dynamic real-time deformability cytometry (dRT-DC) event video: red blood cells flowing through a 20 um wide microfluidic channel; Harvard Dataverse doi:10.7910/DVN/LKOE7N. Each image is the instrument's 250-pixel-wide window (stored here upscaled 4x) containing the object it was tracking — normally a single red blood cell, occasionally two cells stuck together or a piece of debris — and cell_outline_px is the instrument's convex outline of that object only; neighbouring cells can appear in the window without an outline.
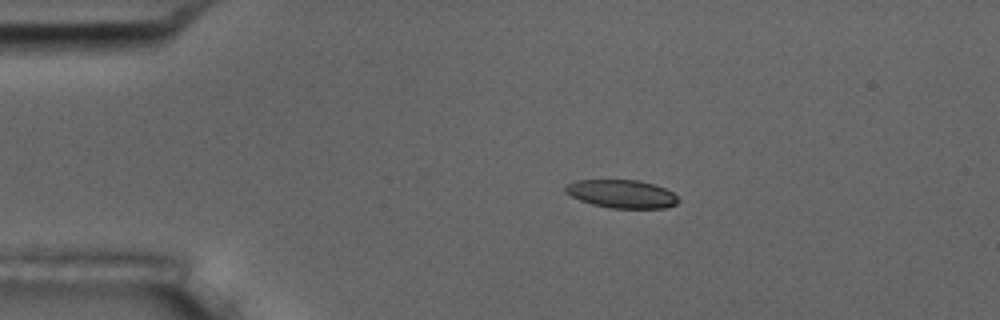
{"species": "common noctule bat (a hibernating species)", "species_latin": "Nyctalus noctula", "temperature_condition": "room temperature", "stored_images_in_passage": 45, "camera_frame_rate_fps": 3000, "um_per_image_px": 0.085, "animal": {"sex": "male", "body_mass_g": 17.5, "forearm_length_mm": 52.3}, "frame": {"image": 1, "passage_image": 1, "time_ms": 0.0, "image_size_px": [1000, 320], "cell_outline_px": [[680, 200], [676, 204], [664, 208], [612, 208], [592, 204], [580, 200], [564, 192], [564, 188], [568, 184], [576, 180], [640, 180], [664, 188], [672, 192]], "centroid_in_image_um": [52.84, 16.48], "position_along_channel_um": 32.2, "area_um2": 18.44}}
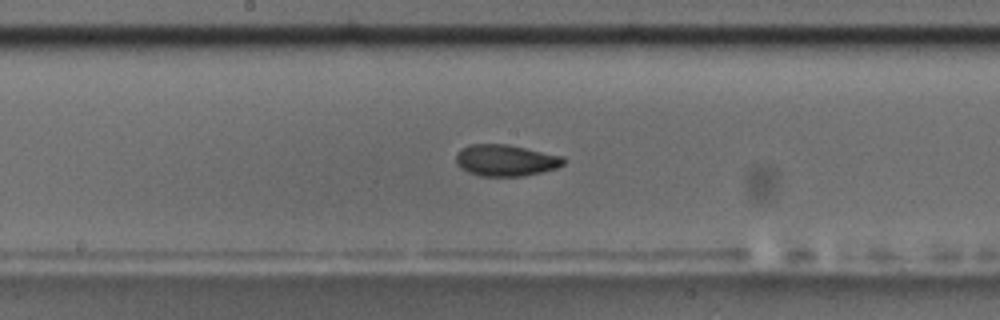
{"frame": {"image": 2, "passage_image": 19, "time_ms": 6.0, "image_size_px": [1000, 320], "cell_outline_px": [[564, 164], [556, 168], [524, 176], [480, 176], [468, 172], [460, 168], [456, 164], [456, 152], [460, 148], [472, 144], [508, 144], [564, 156]], "centroid_in_image_um": [42.95, 13.62], "position_along_channel_um": 205.2, "area_um2": 19.88}}
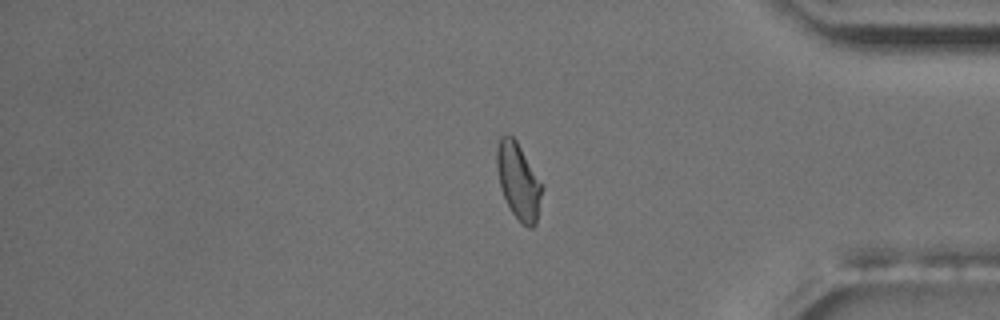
{"frame": {"image": 3, "passage_image": 36, "time_ms": 11.667, "image_size_px": [1000, 320], "cell_outline_px": [[544, 188], [536, 224], [532, 228], [528, 228], [520, 224], [512, 212], [500, 188], [496, 168], [496, 148], [500, 136], [508, 132], [516, 140]], "centroid_in_image_um": [44.06, 15.41], "position_along_channel_um": 391.1, "area_um2": 20.29}, "authors_computed_cell_mechanics": {"area_um2": 19.8254, "velocity_mm_per_s": 3.6697, "shape_relaxation_time_tau1_ms": 7.3509, "shape_relaxation_time_tau2_ms": 2.3277, "deformation_change_tau1": 0.1522, "deformation_change_tau2": 0.064}}